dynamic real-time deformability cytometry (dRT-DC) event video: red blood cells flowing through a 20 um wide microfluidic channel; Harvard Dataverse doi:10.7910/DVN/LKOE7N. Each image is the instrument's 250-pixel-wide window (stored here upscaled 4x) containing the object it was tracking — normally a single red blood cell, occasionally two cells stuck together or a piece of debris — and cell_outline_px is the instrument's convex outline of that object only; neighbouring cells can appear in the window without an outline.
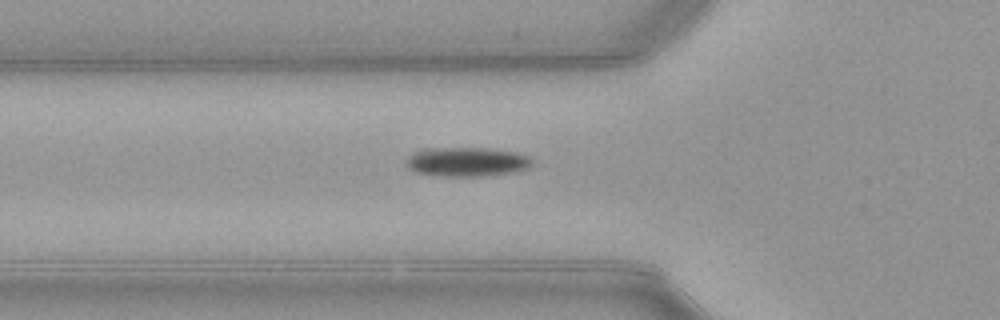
{"species": "common noctule bat (a hibernating species)", "species_latin": "Nyctalus noctula", "temperature_condition": "warm", "stored_images_in_passage": 42, "camera_frame_rate_fps": 3000, "um_per_image_px": 0.085, "animal": {"sex": "female", "body_mass_g": 21.9}, "frame": {"image": 1, "passage_image": 8, "time_ms": 2.333, "image_size_px": [1000, 320], "cell_outline_px": [[532, 164], [528, 168], [516, 172], [484, 176], [432, 176], [412, 172], [404, 164], [404, 160], [428, 148], [488, 148], [516, 152], [528, 156], [532, 160]], "centroid_in_image_um": [39.68, 13.78], "position_along_channel_um": 86.1, "area_um2": 21.62}}
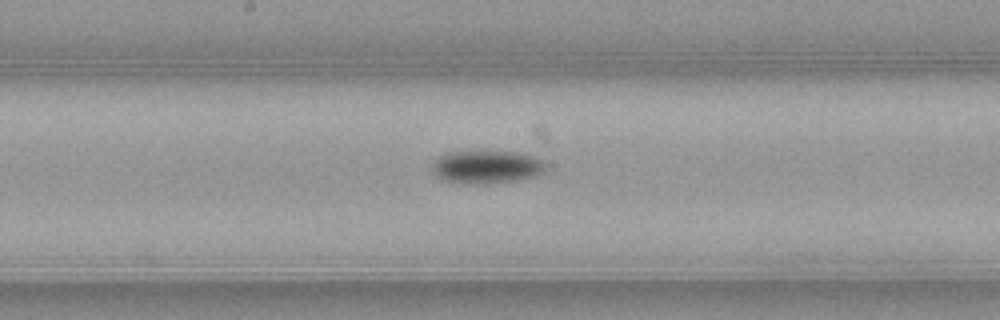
{"frame": {"image": 2, "passage_image": 17, "time_ms": 5.333, "image_size_px": [1000, 320], "cell_outline_px": [[548, 164], [544, 172], [536, 176], [516, 180], [488, 184], [468, 184], [440, 180], [432, 172], [432, 160], [448, 152], [528, 152], [540, 156]], "centroid_in_image_um": [41.42, 14.19], "position_along_channel_um": 206.8, "area_um2": 22.54}}
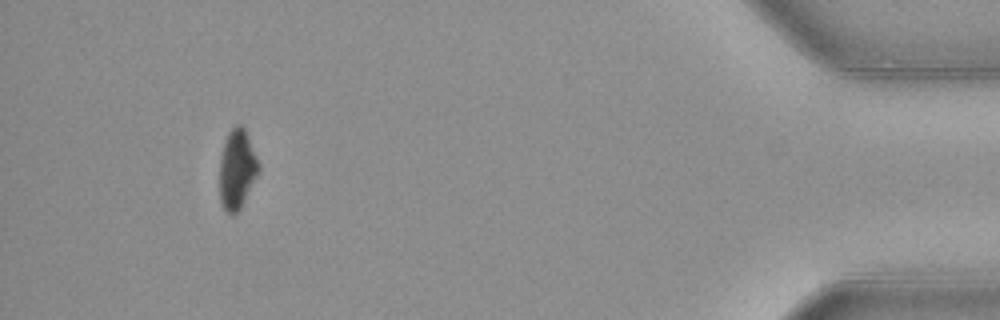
{"frame": {"image": 3, "passage_image": 38, "time_ms": 12.333, "image_size_px": [1000, 320], "cell_outline_px": [[260, 172], [240, 208], [232, 216], [224, 208], [220, 200], [220, 156], [224, 140], [228, 132], [236, 124], [240, 124], [244, 128], [260, 164]], "centroid_in_image_um": [20.15, 14.37], "position_along_channel_um": 415.0, "area_um2": 18.15}, "authors_computed_cell_mechanics": {"area_um2": 20.2589, "velocity_mm_per_s": 3.9813, "shape_relaxation_time_tau1_ms": 4.1141, "shape_relaxation_time_tau2_ms": null, "deformation_change_tau1": 0.1311, "deformation_change_tau2": null}}